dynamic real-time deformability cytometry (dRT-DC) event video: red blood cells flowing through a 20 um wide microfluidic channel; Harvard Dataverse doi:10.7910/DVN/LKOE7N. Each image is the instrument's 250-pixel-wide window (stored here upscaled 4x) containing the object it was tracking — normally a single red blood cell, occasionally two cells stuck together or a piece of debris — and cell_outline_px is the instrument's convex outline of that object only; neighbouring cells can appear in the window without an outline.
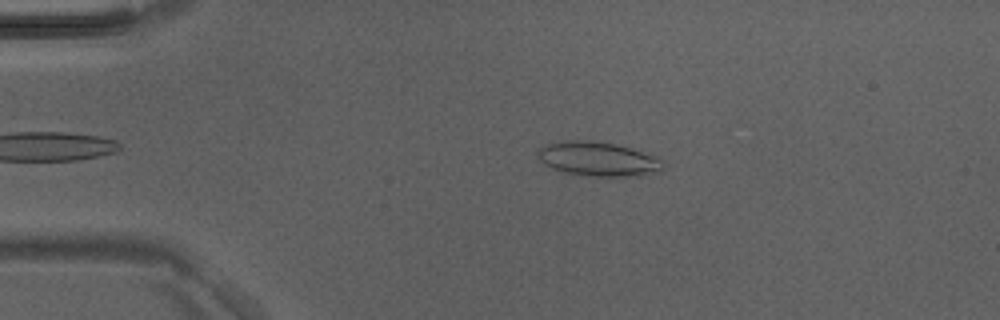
{"species": "Egyptian fruit bat (a non-hibernating species)", "species_latin": "Rousettus aegyptiacus", "temperature_condition": "room temperature", "stored_images_in_passage": 6, "camera_frame_rate_fps": 3000, "um_per_image_px": 0.085, "animal": {"sex": "male"}, "frame": {"image": 1, "passage_image": 5, "time_ms": 1.333, "image_size_px": [1000, 320], "cell_outline_px": [[664, 168], [660, 172], [640, 176], [596, 176], [564, 172], [552, 168], [536, 160], [536, 148], [548, 144], [568, 140], [592, 140], [632, 148], [656, 156], [664, 160]], "centroid_in_image_um": [50.84, 13.51], "position_along_channel_um": 34.2, "area_um2": 25.37}}